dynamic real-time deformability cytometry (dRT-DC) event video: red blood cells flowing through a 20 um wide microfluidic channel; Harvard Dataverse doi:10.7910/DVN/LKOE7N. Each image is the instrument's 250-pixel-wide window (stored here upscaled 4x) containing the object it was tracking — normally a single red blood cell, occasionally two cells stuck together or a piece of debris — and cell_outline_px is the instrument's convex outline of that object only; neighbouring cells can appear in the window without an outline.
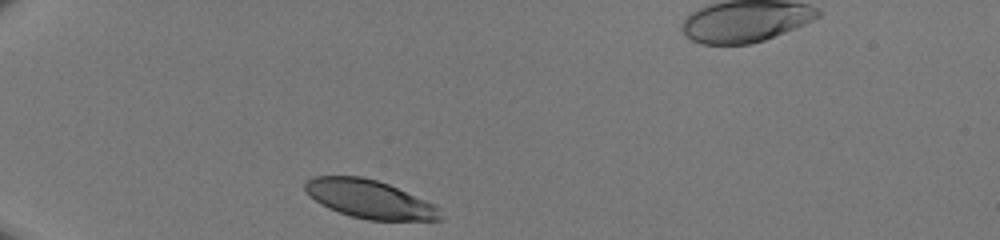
{"species": "human", "species_latin": "Homo sapiens", "temperature_condition": "room temperature", "stored_images_in_passage": 28, "camera_frame_rate_fps": 3000, "um_per_image_px": 0.085, "donor": {"sex": "male"}, "frame": {"image": 1, "passage_image": 1, "time_ms": 0.0, "image_size_px": [1000, 240], "cell_outline_px": [[440, 220], [368, 220], [352, 216], [328, 208], [320, 204], [304, 188], [304, 184], [312, 176], [360, 176], [376, 180], [388, 184], [436, 204], [440, 208]], "centroid_in_image_um": [31.43, 16.92], "position_along_channel_um": 53.6, "area_um2": 29.94}}
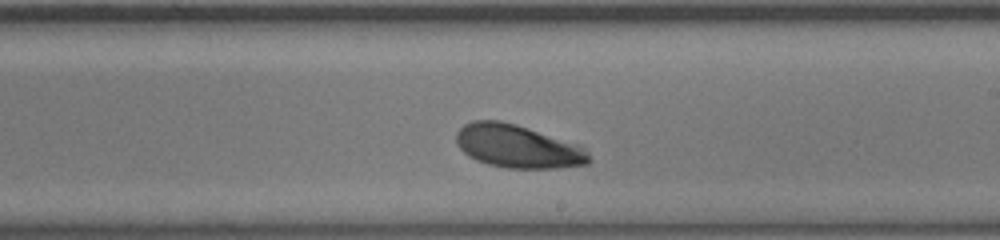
{"frame": {"image": 2, "passage_image": 17, "time_ms": 5.333, "image_size_px": [1000, 240], "cell_outline_px": [[592, 160], [588, 164], [556, 168], [508, 168], [488, 164], [476, 160], [468, 156], [456, 144], [456, 132], [464, 124], [472, 120], [500, 120], [516, 124], [580, 144], [588, 152]], "centroid_in_image_um": [44.01, 12.43], "position_along_channel_um": 245.0, "area_um2": 33.64}}
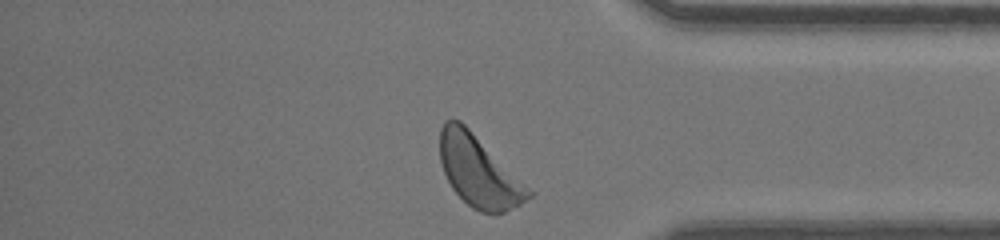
{"frame": {"image": 3, "passage_image": 28, "time_ms": 9.0, "image_size_px": [1000, 240], "cell_outline_px": [[532, 196], [520, 204], [504, 212], [480, 212], [472, 208], [452, 188], [444, 172], [440, 160], [440, 128], [444, 120], [460, 120], [532, 192]], "centroid_in_image_um": [40.64, 14.56], "position_along_channel_um": 394.6, "area_um2": 35.49}}